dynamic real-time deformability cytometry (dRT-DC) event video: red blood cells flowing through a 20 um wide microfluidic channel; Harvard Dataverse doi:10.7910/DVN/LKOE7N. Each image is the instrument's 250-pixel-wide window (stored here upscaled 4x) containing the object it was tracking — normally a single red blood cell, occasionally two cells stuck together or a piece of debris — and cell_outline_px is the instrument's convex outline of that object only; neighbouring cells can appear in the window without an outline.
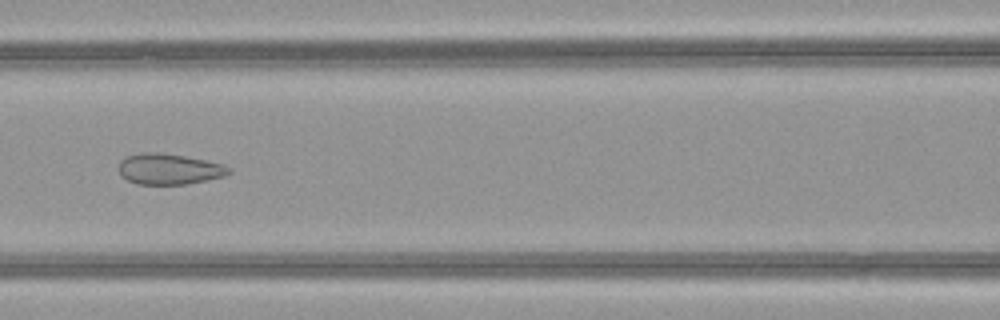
{"species": "common noctule bat (a hibernating species)", "species_latin": "Nyctalus noctula", "temperature_condition": "warm", "stored_images_in_passage": 37, "camera_frame_rate_fps": 3000, "um_per_image_px": 0.085, "animal": {"sex": "female", "body_mass_g": 21.9}, "frame": {"image": 1, "passage_image": 9, "time_ms": 2.667, "image_size_px": [1000, 320], "cell_outline_px": [[232, 172], [224, 176], [188, 184], [136, 184], [120, 176], [120, 160], [124, 156], [140, 152], [160, 152], [184, 156], [224, 164], [232, 168]], "centroid_in_image_um": [14.37, 14.36], "position_along_channel_um": 152.2, "area_um2": 19.94}}
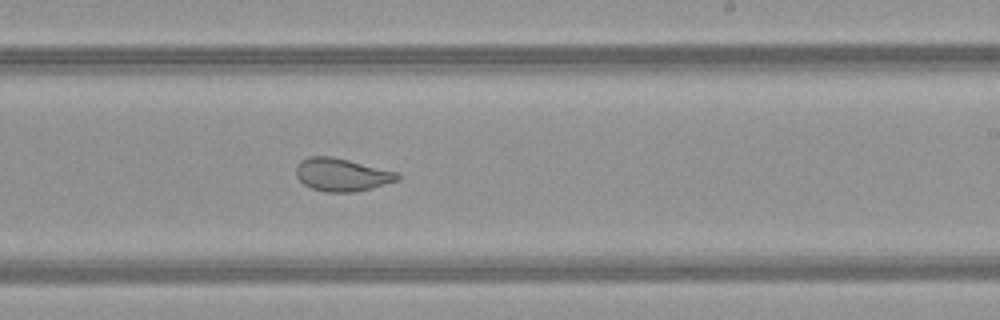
{"frame": {"image": 2, "passage_image": 17, "time_ms": 5.333, "image_size_px": [1000, 320], "cell_outline_px": [[400, 180], [372, 188], [356, 192], [324, 192], [312, 188], [304, 184], [296, 176], [296, 168], [300, 160], [308, 156], [332, 156], [400, 172]], "centroid_in_image_um": [29.08, 14.84], "position_along_channel_um": 259.9, "area_um2": 19.71}}
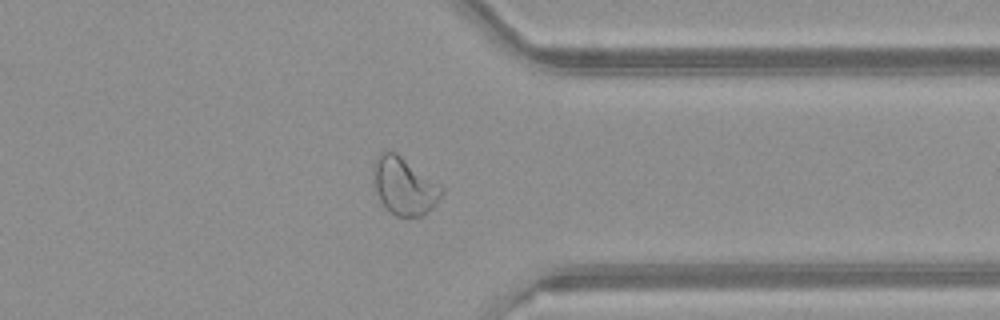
{"frame": {"image": 3, "passage_image": 26, "time_ms": 8.333, "image_size_px": [1000, 320], "cell_outline_px": [[444, 192], [436, 204], [432, 208], [420, 216], [396, 216], [380, 200], [376, 192], [372, 172], [372, 164], [376, 156], [380, 152], [396, 152], [444, 188]], "centroid_in_image_um": [34.34, 15.79], "position_along_channel_um": 377.1, "area_um2": 22.6}, "authors_computed_cell_mechanics": {"area_um2": 21.0392, "velocity_mm_per_s": 4.0511, "shape_relaxation_time_tau1_ms": null, "shape_relaxation_time_tau2_ms": 0.7638, "deformation_change_tau1": null, "deformation_change_tau2": 0.0681}}